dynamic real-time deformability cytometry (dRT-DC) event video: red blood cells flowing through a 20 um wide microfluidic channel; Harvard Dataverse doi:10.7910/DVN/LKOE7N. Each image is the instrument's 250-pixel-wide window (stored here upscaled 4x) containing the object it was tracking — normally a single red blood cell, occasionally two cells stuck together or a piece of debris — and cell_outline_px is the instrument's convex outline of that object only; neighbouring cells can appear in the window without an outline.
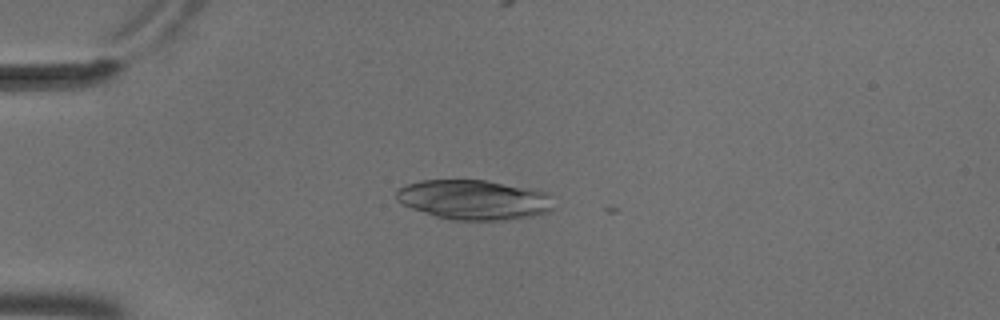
{"species": "common noctule bat (a hibernating species)", "species_latin": "Nyctalus noctula", "temperature_condition": "cold", "stored_images_in_passage": 5, "camera_frame_rate_fps": 3000, "um_per_image_px": 0.085, "animal": {"sex": "male", "body_mass_g": 18.8}, "frame": {"image": 1, "passage_image": 4, "time_ms": 1.0, "image_size_px": [1000, 320], "cell_outline_px": [[552, 208], [548, 212], [532, 216], [504, 220], [452, 220], [436, 216], [412, 208], [396, 200], [396, 192], [400, 188], [408, 184], [420, 180], [488, 180], [544, 192], [548, 196]], "centroid_in_image_um": [40.24, 16.98], "position_along_channel_um": 44.8, "area_um2": 35.95}}